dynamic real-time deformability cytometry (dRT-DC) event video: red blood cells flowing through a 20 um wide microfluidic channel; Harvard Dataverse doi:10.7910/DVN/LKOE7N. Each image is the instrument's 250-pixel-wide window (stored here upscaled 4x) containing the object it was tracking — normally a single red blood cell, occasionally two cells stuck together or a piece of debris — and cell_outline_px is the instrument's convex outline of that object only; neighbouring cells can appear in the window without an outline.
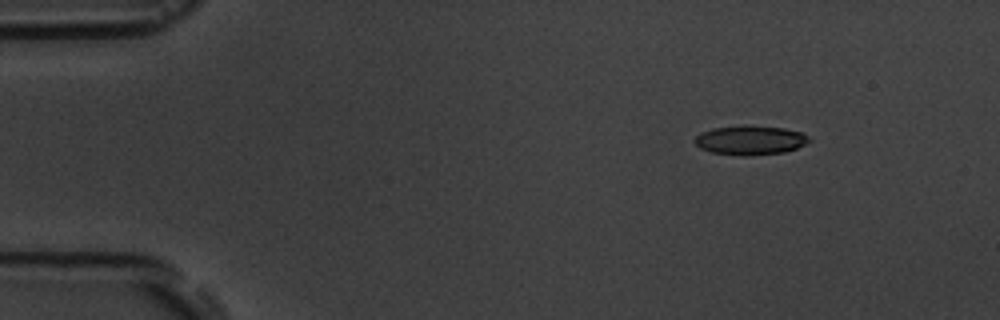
{"species": "common noctule bat (a hibernating species)", "species_latin": "Nyctalus noctula", "temperature_condition": "room temperature", "stored_images_in_passage": 16, "camera_frame_rate_fps": 3000, "um_per_image_px": 0.085, "animal": {"sex": "male", "body_mass_g": 19.5, "forearm_length_mm": 54.6}, "frame": {"image": 1, "passage_image": 2, "time_ms": 1.0, "image_size_px": [1000, 320], "cell_outline_px": [[812, 140], [796, 148], [784, 152], [748, 156], [744, 156], [712, 152], [700, 148], [692, 140], [700, 132], [712, 128], [744, 124], [784, 128], [800, 132], [808, 136]], "centroid_in_image_um": [63.74, 11.9], "position_along_channel_um": 21.3, "area_um2": 19.71}}
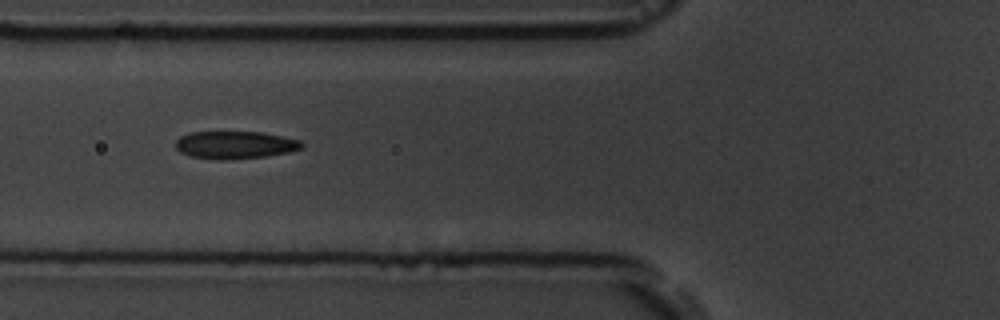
{"frame": {"image": 2, "passage_image": 6, "time_ms": 5.667, "image_size_px": [1000, 320], "cell_outline_px": [[304, 148], [288, 152], [264, 156], [224, 160], [220, 160], [188, 156], [180, 152], [176, 148], [176, 140], [180, 136], [188, 132], [260, 132], [300, 140], [304, 144]], "centroid_in_image_um": [19.95, 12.32], "position_along_channel_um": 105.9, "area_um2": 20.29}}
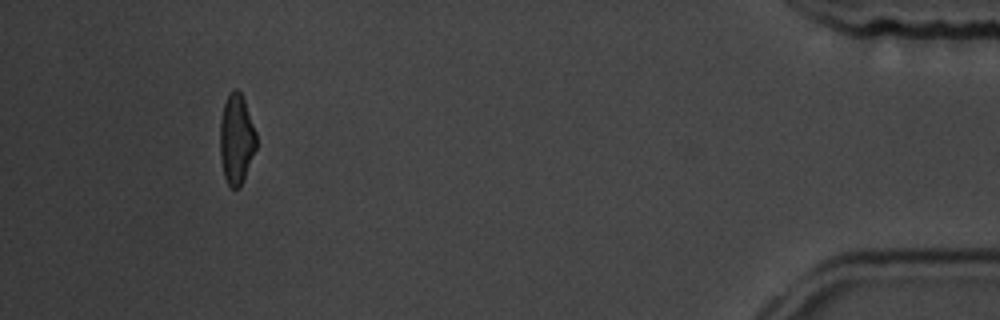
{"frame": {"image": 3, "passage_image": 15, "time_ms": 16.0, "image_size_px": [1000, 320], "cell_outline_px": [[256, 148], [240, 188], [232, 188], [228, 184], [224, 176], [220, 156], [220, 120], [224, 104], [228, 96], [236, 88], [240, 92], [244, 100], [256, 132]], "centroid_in_image_um": [20.09, 11.85], "position_along_channel_um": 415.1, "area_um2": 18.79}, "authors_computed_cell_mechanics": {"area_um2": 19.941, "velocity_mm_per_s": 3.645, "shape_relaxation_time_tau1_ms": 2.6866, "shape_relaxation_time_tau2_ms": 1.3621, "deformation_change_tau1": 0.1127, "deformation_change_tau2": 0.0665}}